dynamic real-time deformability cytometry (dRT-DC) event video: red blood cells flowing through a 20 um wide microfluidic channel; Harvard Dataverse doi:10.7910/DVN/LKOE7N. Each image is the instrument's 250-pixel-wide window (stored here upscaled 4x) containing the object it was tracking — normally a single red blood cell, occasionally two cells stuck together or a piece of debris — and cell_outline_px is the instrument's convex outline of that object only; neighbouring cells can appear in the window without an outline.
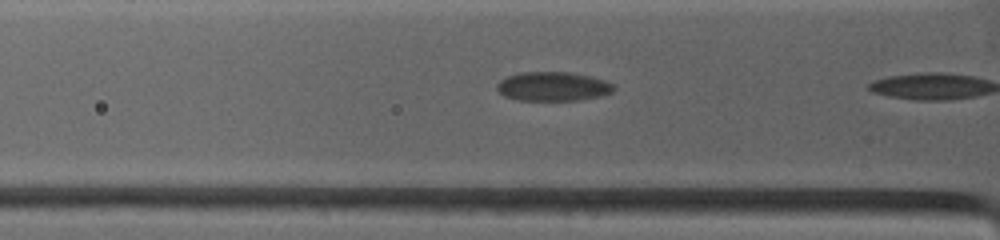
{"species": "common noctule bat (a hibernating species)", "species_latin": "Nyctalus noctula", "temperature_condition": "warm", "stored_images_in_passage": 3, "segment_of_instrument_passage": [2, 2], "camera_frame_rate_fps": 4500, "um_per_image_px": 0.085, "animal": {"sex": "female", "body_mass_g": 19.0, "forearm_length_mm": 53.3}, "frame": {"image": 1, "passage_image": 3, "time_ms": 2.0, "image_size_px": [1000, 240], "cell_outline_px": [[616, 88], [612, 92], [600, 96], [580, 100], [516, 100], [504, 96], [496, 88], [496, 84], [500, 80], [508, 76], [524, 72], [568, 72], [592, 76], [604, 80], [612, 84]], "centroid_in_image_um": [47.0, 7.35], "position_along_channel_um": 78.8, "area_um2": 19.83}}